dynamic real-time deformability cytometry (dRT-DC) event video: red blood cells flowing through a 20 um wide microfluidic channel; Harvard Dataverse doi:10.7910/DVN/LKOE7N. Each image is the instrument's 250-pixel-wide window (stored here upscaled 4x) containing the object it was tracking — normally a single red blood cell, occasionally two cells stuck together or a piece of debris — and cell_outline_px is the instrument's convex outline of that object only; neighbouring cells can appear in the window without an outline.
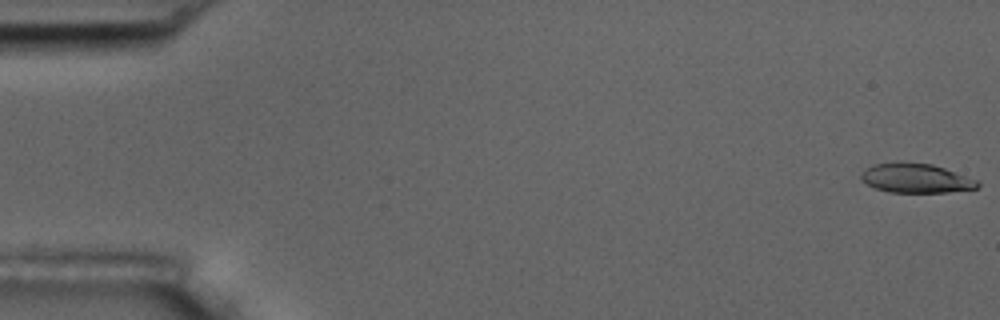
{"species": "common noctule bat (a hibernating species)", "species_latin": "Nyctalus noctula", "temperature_condition": "room temperature", "stored_images_in_passage": 56, "camera_frame_rate_fps": 3000, "um_per_image_px": 0.085, "animal": {"sex": "male", "body_mass_g": 17.5, "forearm_length_mm": 52.3}, "frame": {"image": 1, "passage_image": 1, "time_ms": 0.0, "image_size_px": [1000, 320], "cell_outline_px": [[980, 184], [976, 188], [948, 192], [888, 192], [876, 188], [860, 180], [860, 176], [864, 168], [872, 164], [896, 160], [900, 160], [932, 164], [980, 180]], "centroid_in_image_um": [77.81, 15.11], "position_along_channel_um": 7.2, "area_um2": 20.4}}
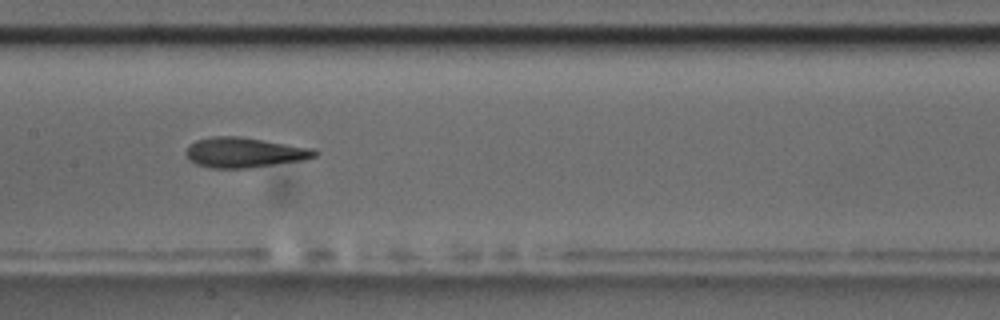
{"frame": {"image": 2, "passage_image": 28, "time_ms": 9.0, "image_size_px": [1000, 320], "cell_outline_px": [[320, 152], [316, 156], [304, 160], [248, 168], [212, 168], [196, 164], [188, 160], [184, 152], [188, 144], [196, 140], [212, 136], [240, 136], [316, 148]], "centroid_in_image_um": [20.78, 12.95], "position_along_channel_um": 186.6, "area_um2": 23.0}}
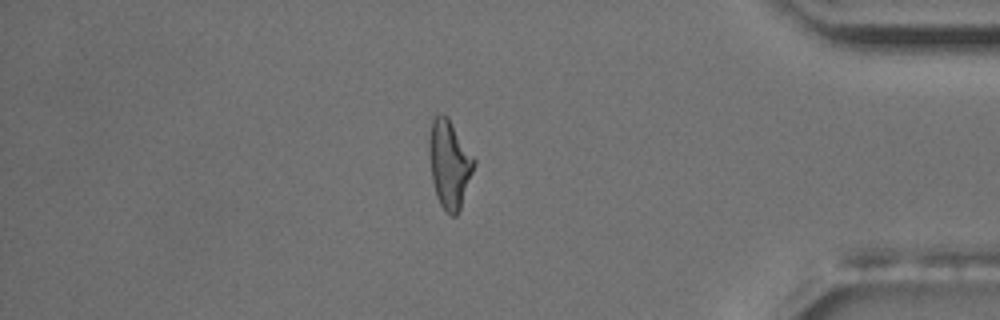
{"frame": {"image": 3, "passage_image": 48, "time_ms": 15.667, "image_size_px": [1000, 320], "cell_outline_px": [[476, 164], [460, 208], [456, 216], [452, 216], [440, 204], [436, 196], [432, 180], [428, 152], [428, 136], [432, 120], [436, 116], [448, 116], [476, 160]], "centroid_in_image_um": [38.19, 13.93], "position_along_channel_um": 397.0, "area_um2": 23.0}, "authors_computed_cell_mechanics": {"area_um2": 22.1663, "velocity_mm_per_s": 3.6383, "shape_relaxation_time_tau1_ms": 7.6521, "shape_relaxation_time_tau2_ms": 2.763, "deformation_change_tau1": 0.2381, "deformation_change_tau2": 0.1211}}